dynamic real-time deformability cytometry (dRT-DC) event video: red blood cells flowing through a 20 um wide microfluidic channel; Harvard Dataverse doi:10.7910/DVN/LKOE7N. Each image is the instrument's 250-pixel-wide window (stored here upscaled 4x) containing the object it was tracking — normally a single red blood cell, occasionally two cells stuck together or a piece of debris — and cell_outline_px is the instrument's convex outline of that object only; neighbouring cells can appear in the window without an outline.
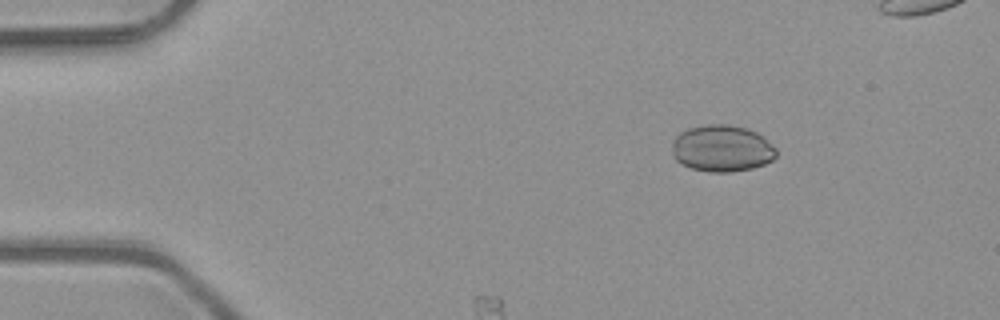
{"species": "common noctule bat (a hibernating species)", "species_latin": "Nyctalus noctula", "temperature_condition": "room temperature", "stored_images_in_passage": 4, "camera_frame_rate_fps": 3000, "um_per_image_px": 0.085, "animal": {"sex": "male", "body_mass_g": 23.1, "forearm_length_mm": 52.7}, "frame": {"image": 1, "passage_image": 2, "time_ms": 0.333, "image_size_px": [1000, 320], "cell_outline_px": [[776, 156], [772, 160], [764, 164], [752, 168], [732, 172], [708, 172], [692, 168], [680, 164], [672, 156], [672, 140], [680, 132], [688, 128], [704, 124], [728, 124], [744, 128], [756, 132], [764, 136], [776, 148]], "centroid_in_image_um": [61.34, 12.61], "position_along_channel_um": 23.7, "area_um2": 28.67}}